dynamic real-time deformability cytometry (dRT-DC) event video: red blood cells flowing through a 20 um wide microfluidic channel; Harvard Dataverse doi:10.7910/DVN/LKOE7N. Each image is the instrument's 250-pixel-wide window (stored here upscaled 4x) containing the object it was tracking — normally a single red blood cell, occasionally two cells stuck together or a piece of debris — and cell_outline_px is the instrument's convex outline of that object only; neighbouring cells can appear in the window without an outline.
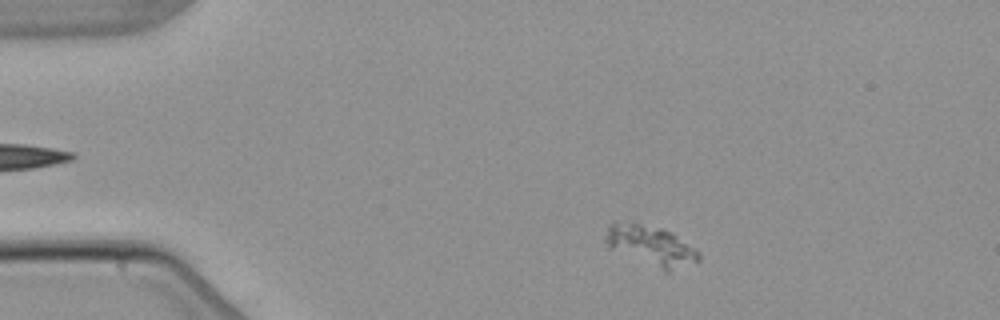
{"species": "common noctule bat (a hibernating species)", "species_latin": "Nyctalus noctula", "temperature_condition": "warm", "stored_images_in_passage": 4, "camera_frame_rate_fps": 3000, "um_per_image_px": 0.085, "animal": {"sex": "male", "body_mass_g": 21.5, "forearm_length_mm": 52.0}, "frame": {"image": 1, "passage_image": 1, "time_ms": 0.0, "image_size_px": [1000, 320], "cell_outline_px": [[700, 260], [668, 272], [664, 272], [608, 248], [604, 240], [604, 236], [608, 224], [640, 224], [660, 228], [672, 232], [700, 252]], "centroid_in_image_um": [55.32, 20.92], "position_along_channel_um": 29.7, "area_um2": 21.62}}